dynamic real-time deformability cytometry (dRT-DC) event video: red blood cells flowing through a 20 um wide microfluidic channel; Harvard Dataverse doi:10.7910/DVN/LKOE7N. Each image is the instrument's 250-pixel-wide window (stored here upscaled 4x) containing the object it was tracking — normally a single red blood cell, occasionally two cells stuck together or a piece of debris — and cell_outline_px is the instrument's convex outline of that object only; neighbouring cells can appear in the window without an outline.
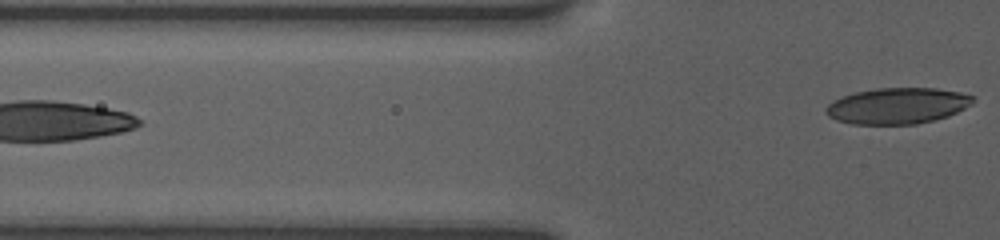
{"species": "human", "species_latin": "Homo sapiens", "temperature_condition": "room temperature", "stored_images_in_passage": 11, "segment_of_instrument_passage": [2, 2], "camera_frame_rate_fps": 3000, "um_per_image_px": 0.085, "donor": {"sex": "female"}, "frame": {"image": 1, "passage_image": 11, "time_ms": 5.333, "image_size_px": [1000, 240], "cell_outline_px": [[976, 96], [972, 104], [948, 116], [916, 124], [852, 124], [836, 120], [828, 116], [824, 112], [824, 108], [832, 100], [840, 96], [856, 92], [876, 88], [936, 88], [960, 92]], "centroid_in_image_um": [76.25, 8.99], "position_along_channel_um": 49.5, "area_um2": 31.1}}